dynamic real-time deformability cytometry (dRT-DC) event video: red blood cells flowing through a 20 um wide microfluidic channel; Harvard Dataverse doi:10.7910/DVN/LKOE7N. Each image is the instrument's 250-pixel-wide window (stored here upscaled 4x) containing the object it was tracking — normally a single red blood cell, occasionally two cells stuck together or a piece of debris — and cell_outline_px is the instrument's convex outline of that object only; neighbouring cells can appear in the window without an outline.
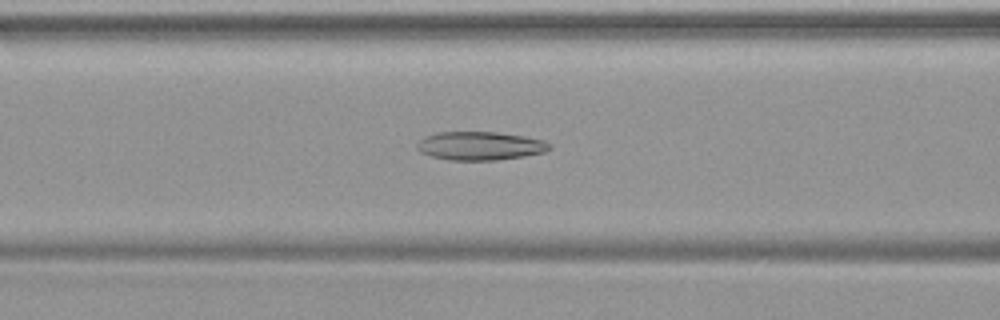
{"species": "common noctule bat (a hibernating species)", "species_latin": "Nyctalus noctula", "temperature_condition": "warm", "stored_images_in_passage": 48, "camera_frame_rate_fps": 3000, "um_per_image_px": 0.085, "animal": {"sex": "female", "body_mass_g": 19.9}, "frame": {"image": 1, "passage_image": 20, "time_ms": 6.333, "image_size_px": [1000, 320], "cell_outline_px": [[552, 148], [544, 152], [524, 156], [496, 160], [448, 160], [432, 156], [420, 152], [416, 148], [416, 144], [424, 136], [436, 132], [496, 132], [524, 136], [544, 140], [552, 144]], "centroid_in_image_um": [40.8, 12.39], "position_along_channel_um": 125.8, "area_um2": 22.14}}
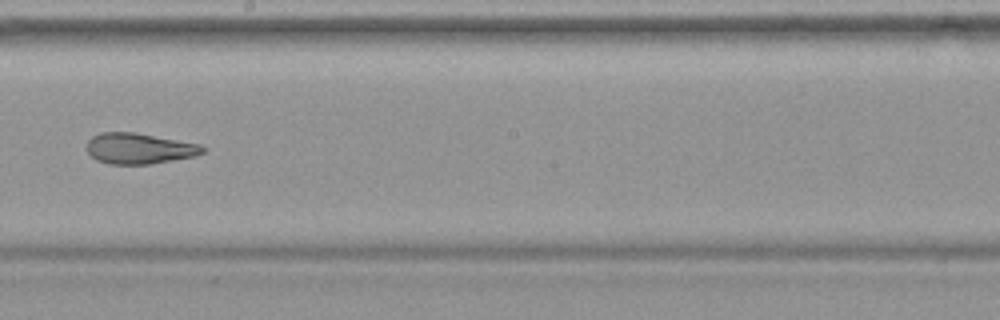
{"frame": {"image": 2, "passage_image": 28, "time_ms": 9.0, "image_size_px": [1000, 320], "cell_outline_px": [[204, 152], [196, 156], [152, 164], [108, 164], [96, 160], [88, 152], [88, 140], [92, 136], [100, 132], [136, 132], [200, 144], [204, 148]], "centroid_in_image_um": [11.84, 12.62], "position_along_channel_um": 236.4, "area_um2": 20.87}}
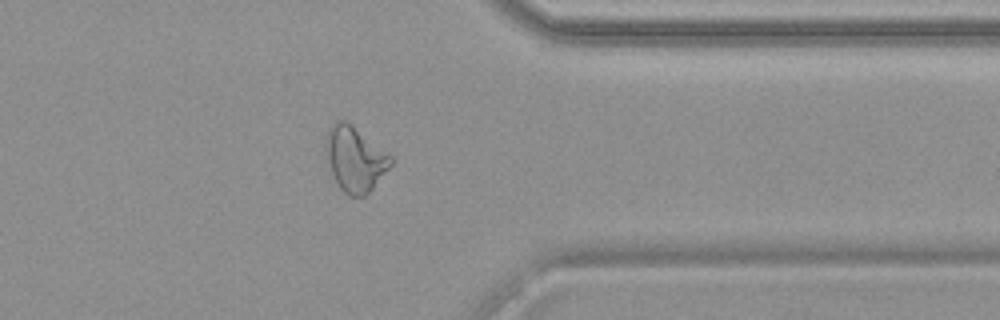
{"frame": {"image": 3, "passage_image": 39, "time_ms": 12.667, "image_size_px": [1000, 320], "cell_outline_px": [[392, 164], [372, 188], [364, 196], [348, 196], [340, 188], [332, 172], [324, 148], [328, 128], [336, 120], [348, 120], [392, 156]], "centroid_in_image_um": [30.16, 13.47], "position_along_channel_um": 381.2, "area_um2": 24.51}}